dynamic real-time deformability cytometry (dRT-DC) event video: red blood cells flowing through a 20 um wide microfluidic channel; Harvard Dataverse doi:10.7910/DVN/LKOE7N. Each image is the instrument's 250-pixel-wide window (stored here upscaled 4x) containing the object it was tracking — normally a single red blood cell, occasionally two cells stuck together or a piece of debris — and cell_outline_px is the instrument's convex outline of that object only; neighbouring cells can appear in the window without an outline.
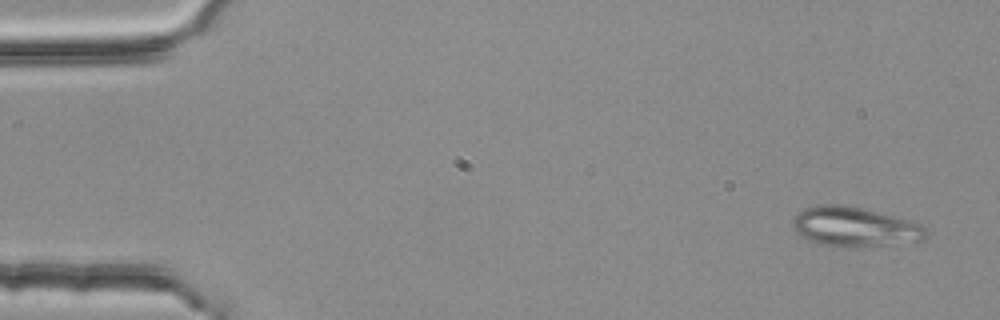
{"species": "common noctule bat (a hibernating species)", "species_latin": "Nyctalus noctula", "temperature_condition": "room temperature", "stored_images_in_passage": 4, "camera_frame_rate_fps": 3000, "um_per_image_px": 0.085, "animal": {"sex": "female", "body_mass_g": 25.1}, "frame": {"image": 1, "passage_image": 1, "time_ms": 0.0, "image_size_px": [1000, 320], "cell_outline_px": [[928, 236], [924, 240], [852, 248], [848, 248], [820, 244], [808, 240], [800, 236], [792, 228], [792, 220], [804, 208], [820, 204], [840, 204], [860, 208], [892, 216], [920, 224], [924, 228]], "centroid_in_image_um": [72.58, 19.29], "position_along_channel_um": 12.4, "area_um2": 30.52}}